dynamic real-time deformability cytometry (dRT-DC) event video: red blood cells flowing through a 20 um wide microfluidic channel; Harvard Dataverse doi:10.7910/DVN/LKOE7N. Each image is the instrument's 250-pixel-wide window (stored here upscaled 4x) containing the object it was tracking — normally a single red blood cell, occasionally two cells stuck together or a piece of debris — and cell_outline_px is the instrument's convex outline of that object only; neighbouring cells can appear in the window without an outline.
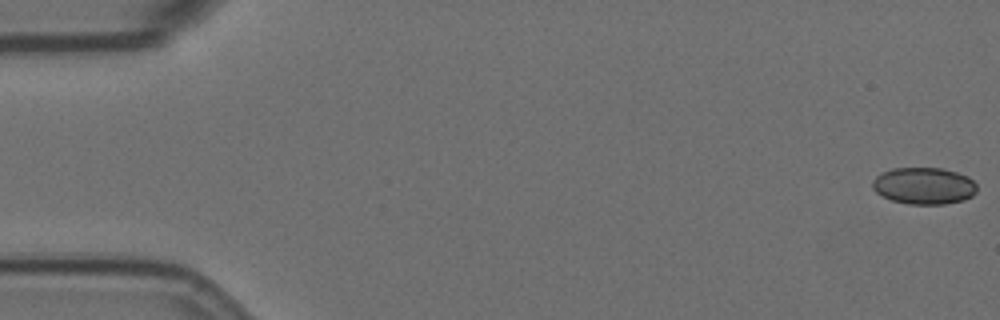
{"species": "Egyptian fruit bat (a non-hibernating species)", "species_latin": "Rousettus aegyptiacus", "temperature_condition": "room temperature", "stored_images_in_passage": 57, "camera_frame_rate_fps": 3000, "um_per_image_px": 0.085, "animal": {"sex": "female"}, "frame": {"image": 1, "passage_image": 1, "time_ms": 0.0, "image_size_px": [1000, 320], "cell_outline_px": [[976, 192], [972, 196], [964, 200], [944, 204], [908, 204], [892, 200], [876, 192], [872, 188], [872, 180], [876, 176], [892, 168], [944, 168], [968, 176], [976, 184]], "centroid_in_image_um": [78.54, 15.79], "position_along_channel_um": 6.5, "area_um2": 22.43}}
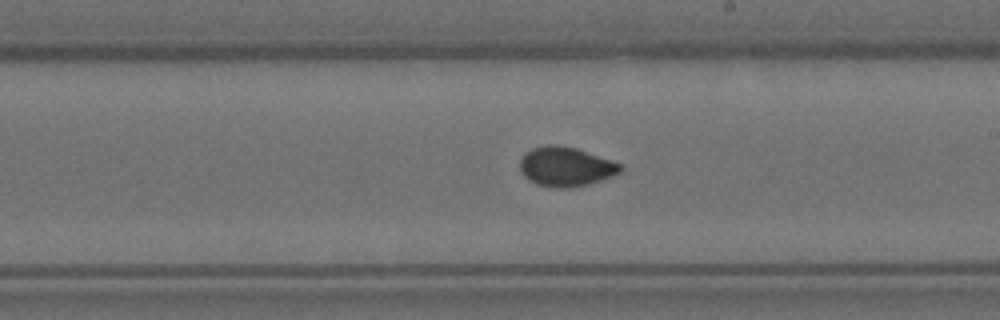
{"frame": {"image": 2, "passage_image": 33, "time_ms": 10.667, "image_size_px": [1000, 320], "cell_outline_px": [[624, 168], [620, 172], [612, 176], [588, 184], [572, 188], [552, 188], [536, 184], [528, 180], [520, 172], [520, 160], [524, 152], [532, 148], [548, 144], [556, 144], [576, 148], [624, 164]], "centroid_in_image_um": [48.08, 14.17], "position_along_channel_um": 240.9, "area_um2": 23.47}}
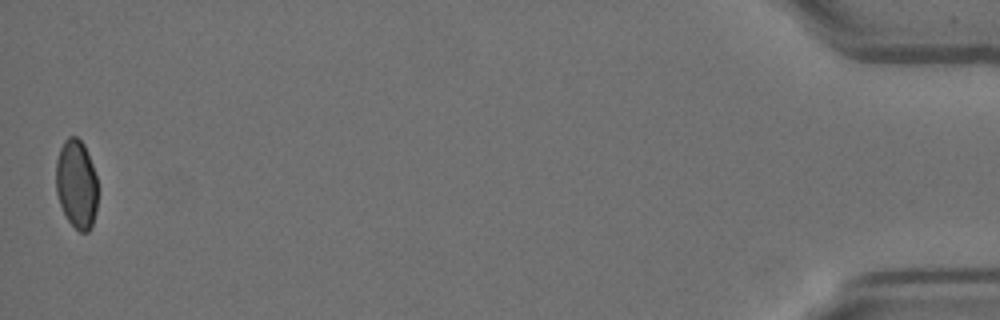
{"frame": {"image": 3, "passage_image": 57, "time_ms": 18.667, "image_size_px": [1000, 320], "cell_outline_px": [[96, 212], [92, 228], [88, 232], [80, 232], [68, 220], [60, 204], [56, 192], [56, 160], [60, 148], [64, 140], [68, 136], [76, 136], [84, 144], [92, 164], [96, 176]], "centroid_in_image_um": [6.49, 15.64], "position_along_channel_um": 428.7, "area_um2": 21.62}, "authors_computed_cell_mechanics": {"area_um2": 22.5998, "velocity_mm_per_s": 3.5607, "shape_relaxation_time_tau1_ms": 10.9816, "shape_relaxation_time_tau2_ms": 0.6434, "deformation_change_tau1": 0.1667, "deformation_change_tau2": 0.0379}}